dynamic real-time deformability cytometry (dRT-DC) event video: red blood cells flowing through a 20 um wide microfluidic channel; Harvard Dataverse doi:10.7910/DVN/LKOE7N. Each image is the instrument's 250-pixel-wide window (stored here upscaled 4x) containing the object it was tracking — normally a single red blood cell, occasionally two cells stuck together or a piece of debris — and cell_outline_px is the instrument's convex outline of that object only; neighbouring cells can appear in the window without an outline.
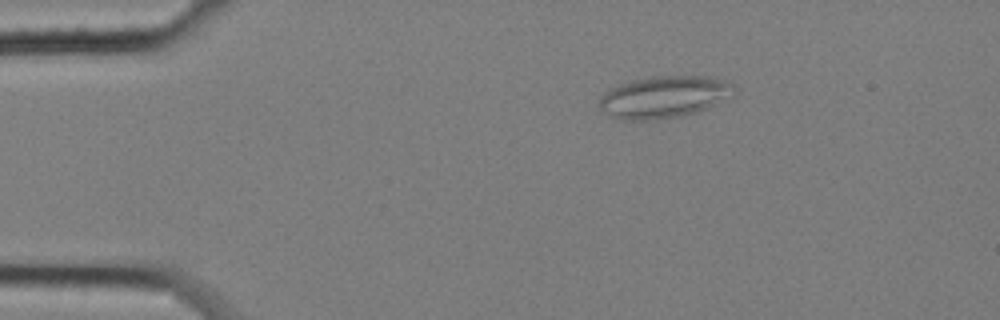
{"species": "common noctule bat (a hibernating species)", "species_latin": "Nyctalus noctula", "temperature_condition": "cold", "stored_images_in_passage": 55, "segment_of_instrument_passage": [1, 2], "camera_frame_rate_fps": 3000, "um_per_image_px": 0.085, "animal": {"sex": "female", "body_mass_g": 25.1}, "frame": {"image": 1, "passage_image": 7, "time_ms": 2.0, "image_size_px": [1000, 320], "cell_outline_px": [[740, 88], [732, 96], [716, 104], [680, 116], [648, 120], [624, 120], [608, 116], [596, 104], [600, 96], [604, 92], [620, 84], [632, 80], [652, 76], [708, 76], [728, 80], [736, 84]], "centroid_in_image_um": [56.46, 8.22], "position_along_channel_um": 28.5, "area_um2": 33.35}}